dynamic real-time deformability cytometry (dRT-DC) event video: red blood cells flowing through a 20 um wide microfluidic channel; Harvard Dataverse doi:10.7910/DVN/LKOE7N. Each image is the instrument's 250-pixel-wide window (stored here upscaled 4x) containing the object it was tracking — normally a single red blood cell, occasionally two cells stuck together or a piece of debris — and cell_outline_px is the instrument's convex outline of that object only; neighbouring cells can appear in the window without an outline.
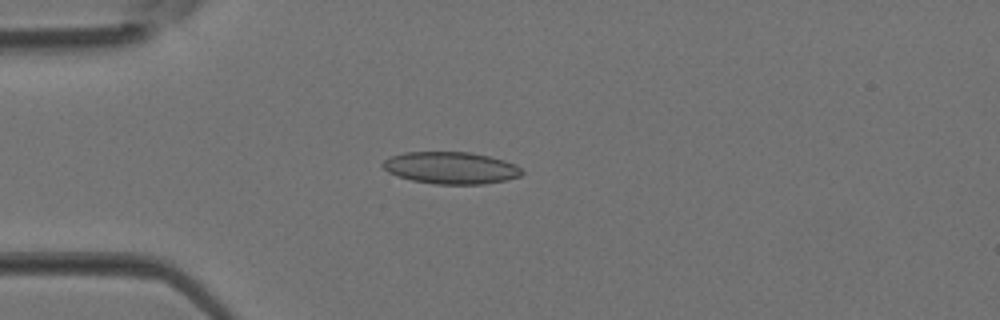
{"species": "Egyptian fruit bat (a non-hibernating species)", "species_latin": "Rousettus aegyptiacus", "temperature_condition": "room temperature", "stored_images_in_passage": 3, "camera_frame_rate_fps": 3000, "um_per_image_px": 0.085, "animal": {"sex": "female"}, "frame": {"image": 1, "passage_image": 2, "time_ms": 0.333, "image_size_px": [1000, 320], "cell_outline_px": [[524, 172], [520, 176], [508, 180], [484, 184], [436, 184], [412, 180], [388, 172], [380, 164], [384, 160], [392, 156], [404, 152], [472, 152], [504, 160], [516, 164]], "centroid_in_image_um": [38.35, 14.27], "position_along_channel_um": 46.6, "area_um2": 25.95}}